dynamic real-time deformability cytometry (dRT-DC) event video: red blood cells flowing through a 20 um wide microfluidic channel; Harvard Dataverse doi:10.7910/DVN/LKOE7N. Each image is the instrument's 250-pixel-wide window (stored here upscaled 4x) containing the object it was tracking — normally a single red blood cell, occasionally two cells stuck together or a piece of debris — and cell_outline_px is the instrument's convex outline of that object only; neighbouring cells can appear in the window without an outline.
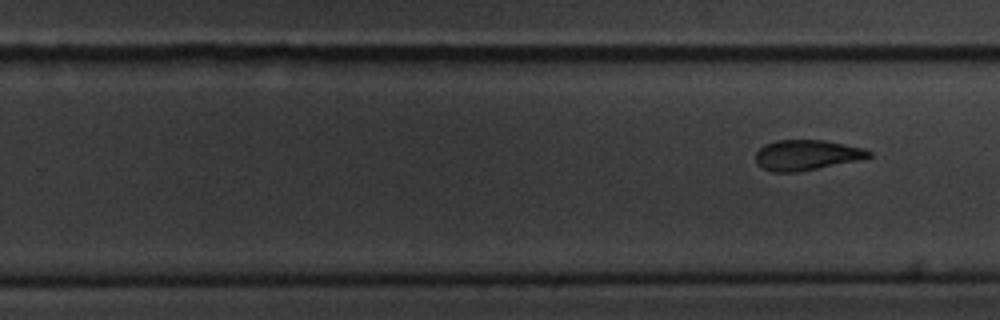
{"species": "common noctule bat (a hibernating species)", "species_latin": "Nyctalus noctula", "temperature_condition": "cold", "stored_images_in_passage": 30, "segment_of_instrument_passage": [2, 2], "camera_frame_rate_fps": 3000, "um_per_image_px": 0.085, "animal": {"sex": "male", "body_mass_g": 20.1, "forearm_length_mm": 53.5}, "frame": {"image": 1, "passage_image": 30, "time_ms": 9.667, "image_size_px": [1000, 320], "cell_outline_px": [[872, 156], [856, 160], [796, 172], [772, 172], [756, 164], [756, 152], [764, 144], [776, 140], [824, 140], [864, 148], [872, 152]], "centroid_in_image_um": [68.52, 13.16], "position_along_channel_um": 261.3, "area_um2": 19.77}}